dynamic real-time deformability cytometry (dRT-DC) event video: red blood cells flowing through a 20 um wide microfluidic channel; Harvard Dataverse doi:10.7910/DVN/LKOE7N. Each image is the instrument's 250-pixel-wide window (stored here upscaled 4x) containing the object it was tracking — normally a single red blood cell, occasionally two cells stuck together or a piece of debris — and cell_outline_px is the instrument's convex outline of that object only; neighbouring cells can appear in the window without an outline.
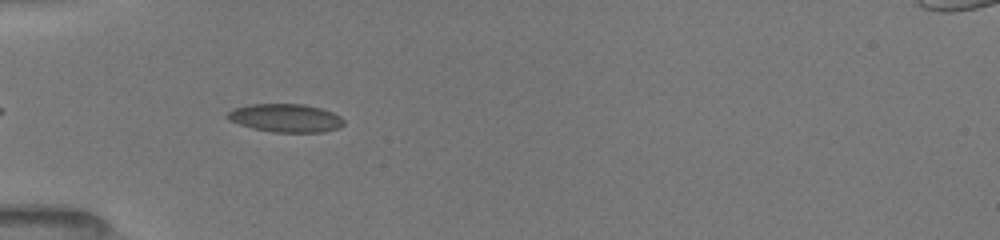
{"species": "common noctule bat (a hibernating species)", "species_latin": "Nyctalus noctula", "temperature_condition": "room temperature", "stored_images_in_passage": 9, "camera_frame_rate_fps": 3000, "um_per_image_px": 0.085, "animal": {"sex": "female", "body_mass_g": 19.5, "forearm_length_mm": 54.1}, "frame": {"image": 1, "passage_image": 8, "time_ms": 3.667, "image_size_px": [1000, 240], "cell_outline_px": [[344, 124], [340, 128], [324, 132], [272, 132], [252, 128], [228, 120], [224, 116], [232, 108], [248, 104], [304, 104], [320, 108], [332, 112], [340, 116], [344, 120]], "centroid_in_image_um": [24.26, 10.03], "position_along_channel_um": 60.7, "area_um2": 19.36}}